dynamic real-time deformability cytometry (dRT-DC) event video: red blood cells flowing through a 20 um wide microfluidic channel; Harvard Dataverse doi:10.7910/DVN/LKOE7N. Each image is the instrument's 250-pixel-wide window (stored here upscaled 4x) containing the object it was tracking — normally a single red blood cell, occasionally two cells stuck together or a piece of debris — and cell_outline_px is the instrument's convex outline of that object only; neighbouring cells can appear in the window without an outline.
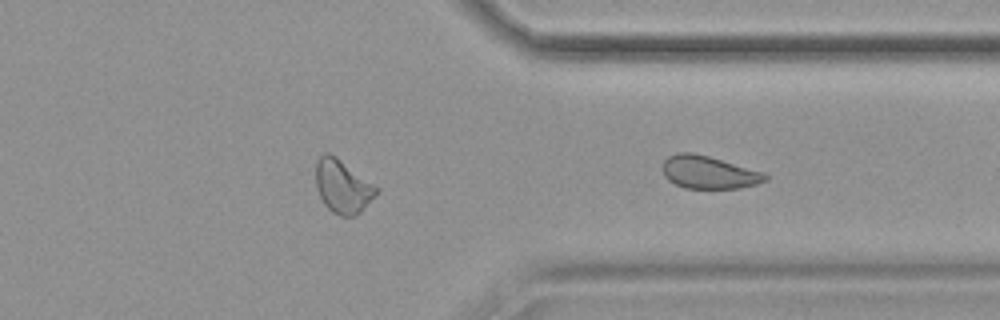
{"species": "common noctule bat (a hibernating species)", "species_latin": "Nyctalus noctula", "temperature_condition": "cold", "stored_images_in_passage": 31, "segment_of_instrument_passage": [2, 2], "camera_frame_rate_fps": 3000, "um_per_image_px": 0.085, "animal": {"sex": "female", "body_mass_g": 19.9}, "frame": {"image": 1, "passage_image": 31, "time_ms": 10.0, "image_size_px": [1000, 320], "cell_outline_px": [[768, 180], [756, 184], [736, 188], [684, 188], [668, 180], [664, 176], [660, 168], [664, 160], [668, 156], [676, 152], [692, 152], [708, 156], [764, 172], [768, 176]], "centroid_in_image_um": [60.2, 14.63], "position_along_channel_um": 351.2, "area_um2": 19.71}}